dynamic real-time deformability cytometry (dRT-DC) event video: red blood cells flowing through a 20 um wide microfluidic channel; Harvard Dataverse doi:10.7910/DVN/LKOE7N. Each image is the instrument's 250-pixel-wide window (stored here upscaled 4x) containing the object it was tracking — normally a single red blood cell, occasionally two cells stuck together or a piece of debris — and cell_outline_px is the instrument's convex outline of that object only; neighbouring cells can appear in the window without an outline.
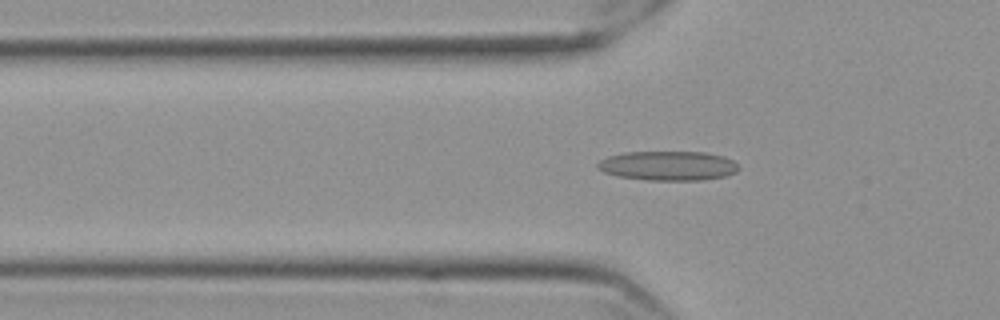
{"species": "Egyptian fruit bat (a non-hibernating species)", "species_latin": "Rousettus aegyptiacus", "temperature_condition": "cold", "stored_images_in_passage": 57, "camera_frame_rate_fps": 3000, "um_per_image_px": 0.085, "frame": {"image": 1, "passage_image": 19, "time_ms": 6.0, "image_size_px": [1000, 320], "cell_outline_px": [[740, 168], [736, 172], [724, 176], [700, 180], [648, 180], [620, 176], [604, 172], [596, 168], [596, 164], [600, 160], [608, 156], [624, 152], [704, 152], [724, 156], [732, 160]], "centroid_in_image_um": [56.77, 14.08], "position_along_channel_um": 69.0, "area_um2": 24.1}}
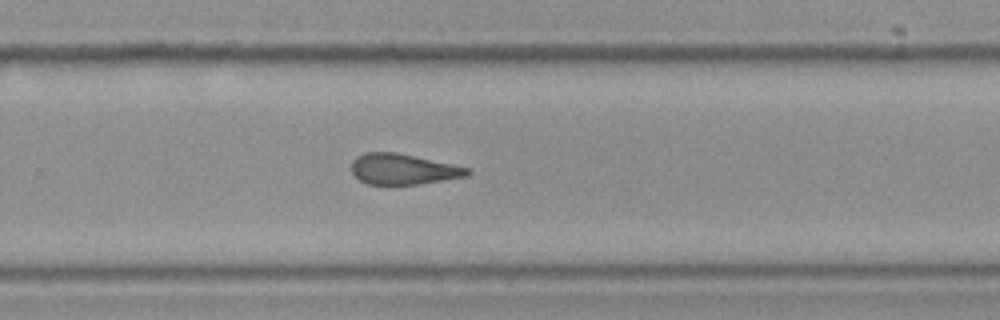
{"frame": {"image": 2, "passage_image": 38, "time_ms": 12.333, "image_size_px": [1000, 320], "cell_outline_px": [[472, 172], [468, 176], [416, 184], [388, 188], [368, 184], [360, 180], [352, 172], [352, 160], [356, 156], [364, 152], [396, 152], [472, 168]], "centroid_in_image_um": [34.25, 14.41], "position_along_channel_um": 295.6, "area_um2": 21.39}}
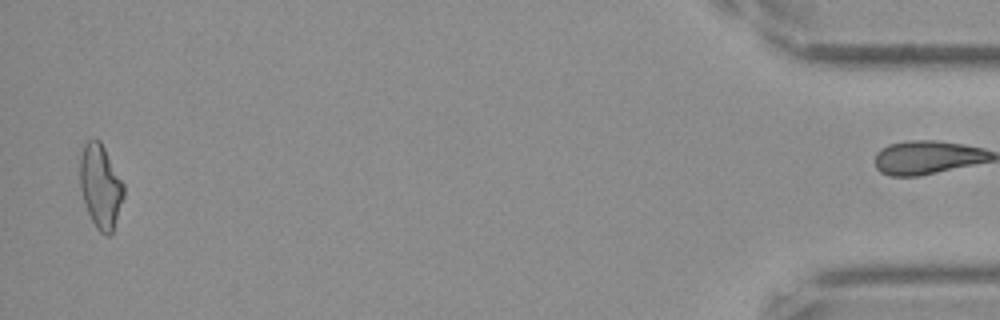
{"frame": {"image": 3, "passage_image": 56, "time_ms": 18.333, "image_size_px": [1000, 320], "cell_outline_px": [[124, 196], [112, 232], [108, 236], [104, 236], [96, 228], [84, 204], [80, 188], [80, 156], [84, 144], [88, 140], [100, 140], [124, 184]], "centroid_in_image_um": [8.54, 15.85], "position_along_channel_um": 426.7, "area_um2": 21.27}, "authors_computed_cell_mechanics": {"area_um2": 21.7906, "velocity_mm_per_s": 3.5742, "shape_relaxation_time_tau1_ms": null, "shape_relaxation_time_tau2_ms": 3.317, "deformation_change_tau1": null, "deformation_change_tau2": 0.1298}}